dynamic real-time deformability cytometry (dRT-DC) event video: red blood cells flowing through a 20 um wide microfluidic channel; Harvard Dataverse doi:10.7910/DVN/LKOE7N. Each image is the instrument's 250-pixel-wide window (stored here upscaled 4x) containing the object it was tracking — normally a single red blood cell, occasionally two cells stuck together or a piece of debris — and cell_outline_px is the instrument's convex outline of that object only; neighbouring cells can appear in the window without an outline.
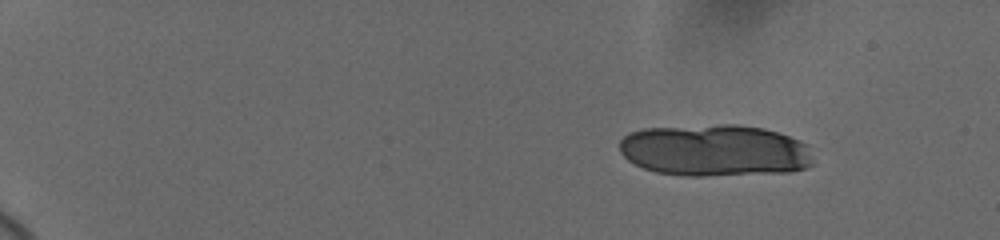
{"species": "human", "species_latin": "Homo sapiens", "temperature_condition": "cold", "stored_images_in_passage": 9, "camera_frame_rate_fps": 3000, "um_per_image_px": 0.085, "donor": {"sex": "female"}, "frame": {"image": 1, "passage_image": 1, "time_ms": 0.0, "image_size_px": [1000, 240], "cell_outline_px": [[812, 164], [804, 168], [792, 172], [704, 176], [684, 176], [656, 172], [644, 168], [628, 160], [620, 152], [620, 140], [628, 132], [644, 128], [720, 124], [740, 124], [764, 128], [800, 140], [808, 144]], "centroid_in_image_um": [60.75, 12.78], "position_along_channel_um": 24.3, "area_um2": 58.96}}
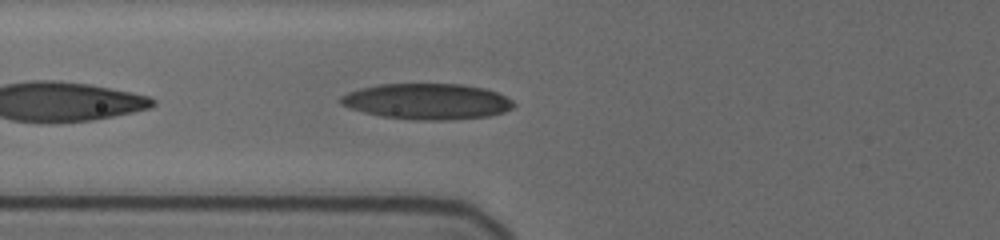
{"frame": {"image": 2, "passage_image": 9, "time_ms": 6.0, "image_size_px": [1000, 240], "cell_outline_px": [[516, 104], [512, 108], [504, 112], [488, 116], [448, 120], [412, 120], [380, 116], [348, 108], [340, 104], [340, 96], [348, 92], [360, 88], [380, 84], [464, 84], [484, 88], [496, 92], [512, 100]], "centroid_in_image_um": [36.29, 8.62], "position_along_channel_um": 89.5, "area_um2": 36.3}}